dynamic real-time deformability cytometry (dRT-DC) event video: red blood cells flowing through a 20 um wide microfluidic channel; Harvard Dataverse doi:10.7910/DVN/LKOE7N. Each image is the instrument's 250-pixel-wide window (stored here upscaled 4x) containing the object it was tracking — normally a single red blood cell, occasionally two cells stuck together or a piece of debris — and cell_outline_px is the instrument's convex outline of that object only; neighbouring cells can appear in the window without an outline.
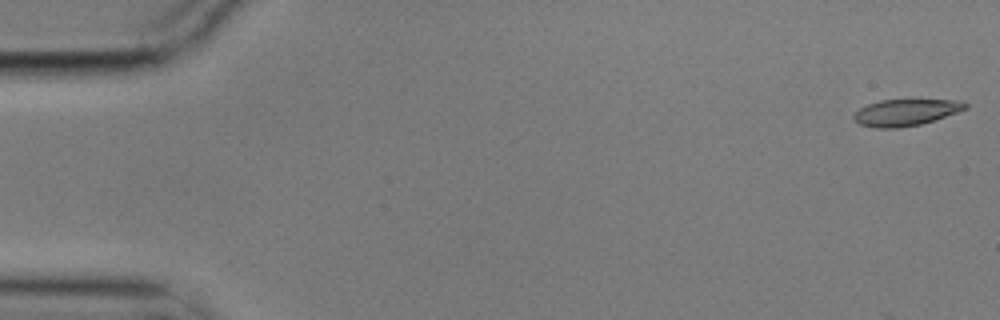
{"species": "common noctule bat (a hibernating species)", "species_latin": "Nyctalus noctula", "temperature_condition": "cold", "stored_images_in_passage": 5, "camera_frame_rate_fps": 3000, "um_per_image_px": 0.085, "animal": {"sex": "male", "body_mass_g": 17.9}, "frame": {"image": 1, "passage_image": 1, "time_ms": 0.0, "image_size_px": [1000, 320], "cell_outline_px": [[968, 108], [920, 124], [896, 128], [876, 128], [860, 124], [852, 120], [852, 116], [860, 108], [868, 104], [880, 100], [912, 96], [960, 100], [968, 104]], "centroid_in_image_um": [77.01, 9.48], "position_along_channel_um": 8.0, "area_um2": 18.21}}
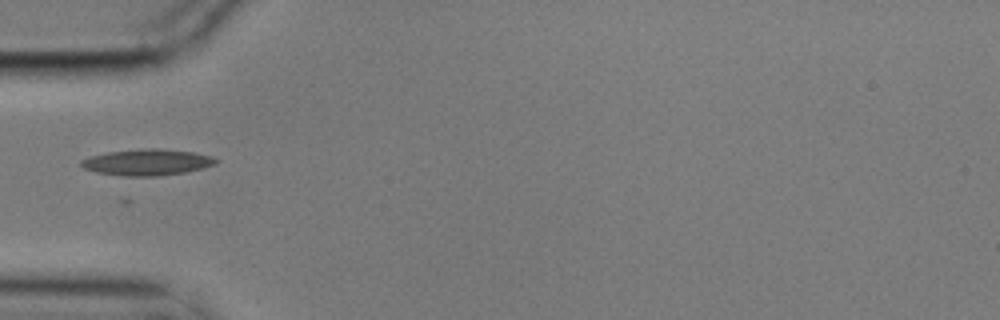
{"frame": {"image": 2, "passage_image": 5, "time_ms": 1.333, "image_size_px": [1000, 320], "cell_outline_px": [[220, 160], [216, 164], [204, 168], [184, 172], [156, 176], [124, 176], [96, 172], [84, 168], [80, 164], [80, 160], [88, 156], [108, 152], [148, 148], [156, 148], [192, 152], [212, 156]], "centroid_in_image_um": [12.51, 13.79], "position_along_channel_um": 72.5, "area_um2": 20.58}}